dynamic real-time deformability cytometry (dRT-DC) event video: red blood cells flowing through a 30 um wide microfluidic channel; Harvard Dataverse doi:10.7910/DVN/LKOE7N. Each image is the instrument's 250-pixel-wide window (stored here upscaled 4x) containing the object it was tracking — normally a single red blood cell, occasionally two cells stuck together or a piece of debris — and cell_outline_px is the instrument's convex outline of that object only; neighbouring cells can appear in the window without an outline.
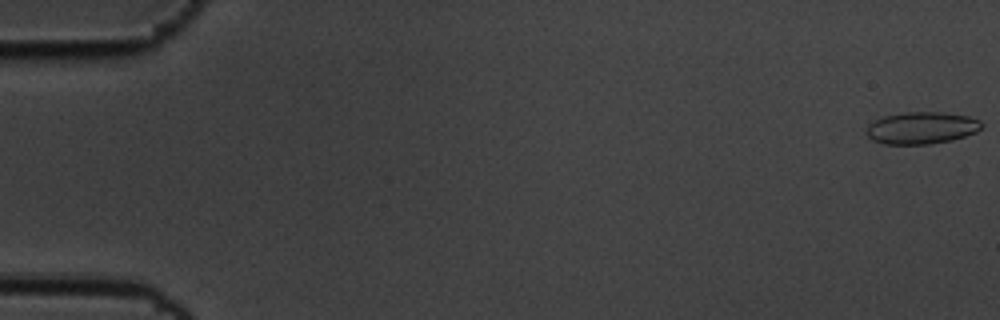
{"species": "common noctule bat (a hibernating species)", "species_latin": "Nyctalus noctula", "temperature_condition": "cold", "stored_images_in_passage": 17, "camera_frame_rate_fps": 3000, "um_per_image_px": 0.085, "animal": {"sex": "male", "body_mass_g": 19.5, "forearm_length_mm": 54.6}, "frame": {"image": 1, "passage_image": 1, "time_ms": 0.0, "image_size_px": [1000, 320], "cell_outline_px": [[984, 124], [976, 132], [952, 140], [928, 144], [884, 144], [872, 140], [868, 136], [868, 124], [884, 116], [904, 112], [940, 112], [968, 116], [980, 120]], "centroid_in_image_um": [78.35, 10.87], "position_along_channel_um": 6.7, "area_um2": 21.39}}
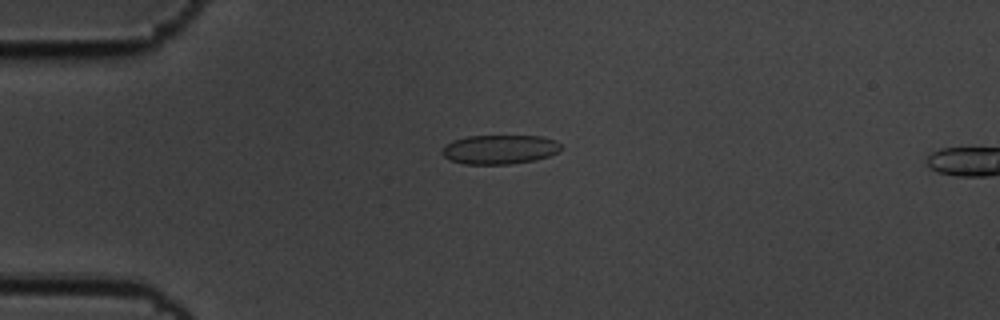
{"frame": {"image": 2, "passage_image": 15, "time_ms": 4.667, "image_size_px": [1000, 320], "cell_outline_px": [[560, 152], [536, 160], [512, 164], [464, 164], [448, 160], [440, 152], [452, 140], [468, 136], [544, 136], [556, 140], [560, 144]], "centroid_in_image_um": [42.49, 12.7], "position_along_channel_um": 42.5, "area_um2": 20.4}}